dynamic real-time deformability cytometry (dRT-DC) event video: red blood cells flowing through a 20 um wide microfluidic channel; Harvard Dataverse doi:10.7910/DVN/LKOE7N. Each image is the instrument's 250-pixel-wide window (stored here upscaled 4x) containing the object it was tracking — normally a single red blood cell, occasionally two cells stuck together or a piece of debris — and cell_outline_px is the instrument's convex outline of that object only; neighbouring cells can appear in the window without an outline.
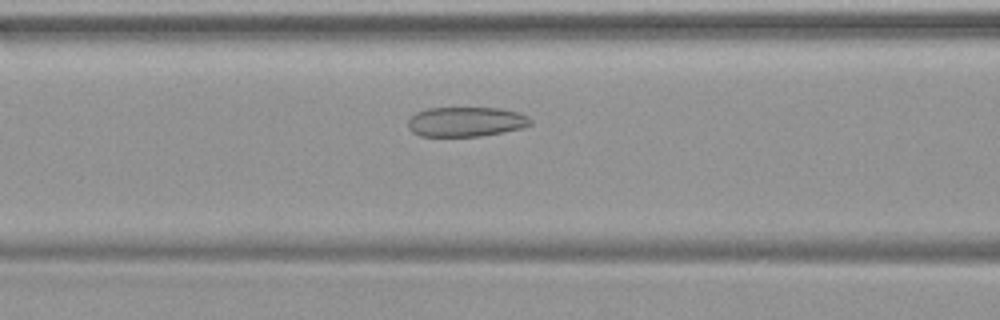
{"species": "common noctule bat (a hibernating species)", "species_latin": "Nyctalus noctula", "temperature_condition": "warm", "stored_images_in_passage": 46, "camera_frame_rate_fps": 3000, "um_per_image_px": 0.085, "animal": {"sex": "female", "body_mass_g": 19.9}, "frame": {"image": 1, "passage_image": 18, "time_ms": 5.667, "image_size_px": [1000, 320], "cell_outline_px": [[532, 124], [524, 128], [504, 132], [480, 136], [420, 136], [412, 132], [408, 128], [408, 120], [416, 112], [428, 108], [500, 108], [520, 112], [528, 116], [532, 120]], "centroid_in_image_um": [39.64, 10.35], "position_along_channel_um": 127.0, "area_um2": 21.44}}
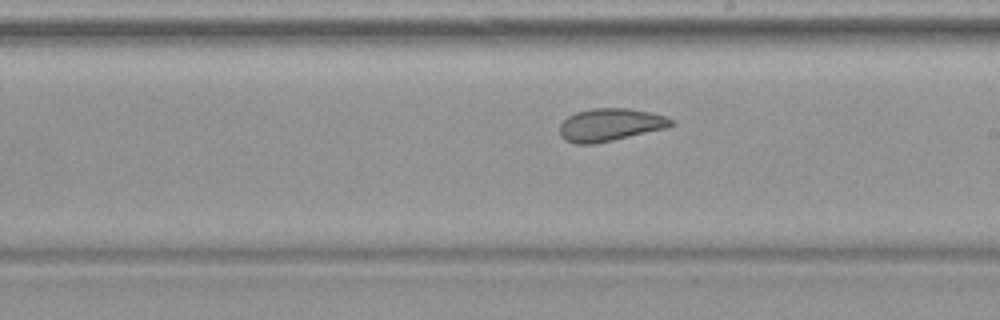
{"frame": {"image": 2, "passage_image": 26, "time_ms": 8.333, "image_size_px": [1000, 320], "cell_outline_px": [[672, 124], [668, 128], [596, 144], [576, 144], [564, 140], [560, 136], [560, 124], [568, 116], [576, 112], [592, 108], [628, 108], [652, 112], [664, 116], [672, 120]], "centroid_in_image_um": [51.85, 10.61], "position_along_channel_um": 237.2, "area_um2": 21.39}}
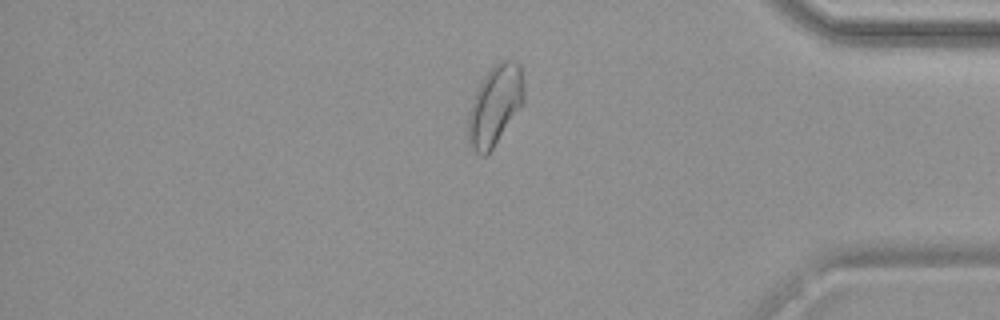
{"frame": {"image": 3, "passage_image": 39, "time_ms": 12.667, "image_size_px": [1000, 320], "cell_outline_px": [[524, 100], [492, 148], [484, 156], [480, 156], [468, 144], [468, 112], [472, 100], [484, 76], [492, 64], [500, 60], [516, 60], [520, 64], [524, 84]], "centroid_in_image_um": [42.06, 8.9], "position_along_channel_um": 393.1, "area_um2": 25.78}}